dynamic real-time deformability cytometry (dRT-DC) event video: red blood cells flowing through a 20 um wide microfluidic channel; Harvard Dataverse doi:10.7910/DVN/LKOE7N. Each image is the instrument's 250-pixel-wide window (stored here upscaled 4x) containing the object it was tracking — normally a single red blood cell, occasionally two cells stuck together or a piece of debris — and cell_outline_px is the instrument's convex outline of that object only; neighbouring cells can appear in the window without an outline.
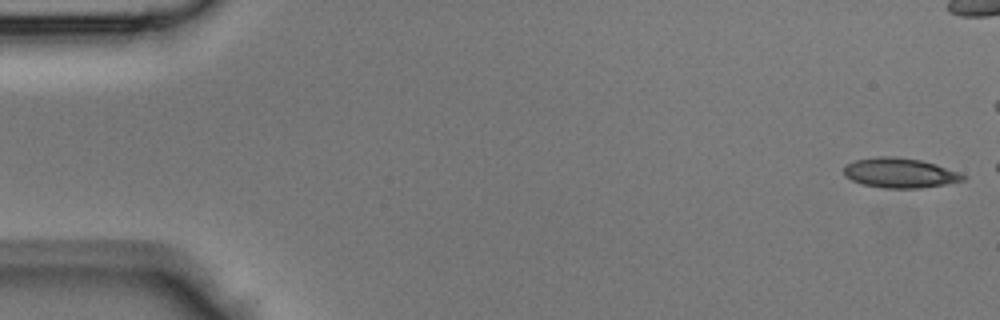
{"species": "Egyptian fruit bat (a non-hibernating species)", "species_latin": "Rousettus aegyptiacus", "temperature_condition": "room temperature", "stored_images_in_passage": 6, "camera_frame_rate_fps": 3000, "um_per_image_px": 0.085, "animal": {"sex": "male"}, "frame": {"image": 1, "passage_image": 1, "time_ms": 0.0, "image_size_px": [1000, 320], "cell_outline_px": [[968, 176], [964, 180], [944, 184], [920, 188], [884, 188], [864, 184], [852, 180], [844, 176], [844, 168], [848, 164], [856, 160], [880, 156], [892, 156], [920, 160], [936, 164]], "centroid_in_image_um": [76.49, 14.7], "position_along_channel_um": 8.5, "area_um2": 20.46}}